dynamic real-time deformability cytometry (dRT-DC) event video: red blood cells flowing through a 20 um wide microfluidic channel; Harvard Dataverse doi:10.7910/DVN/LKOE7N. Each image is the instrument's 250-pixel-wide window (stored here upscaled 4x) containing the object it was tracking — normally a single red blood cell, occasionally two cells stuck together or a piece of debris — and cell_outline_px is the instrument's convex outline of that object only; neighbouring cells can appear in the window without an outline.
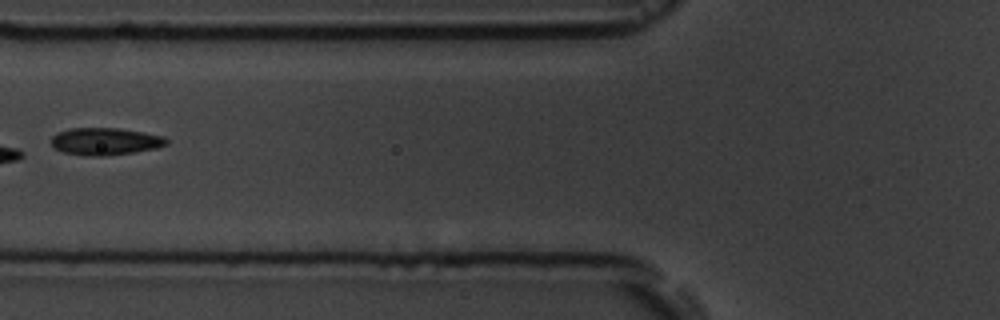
{"species": "common noctule bat (a hibernating species)", "species_latin": "Nyctalus noctula", "temperature_condition": "room temperature", "stored_images_in_passage": 5, "camera_frame_rate_fps": 3000, "um_per_image_px": 0.085, "animal": {"sex": "male", "body_mass_g": 19.5, "forearm_length_mm": 54.6}, "frame": {"image": 1, "passage_image": 5, "time_ms": 5.667, "image_size_px": [1000, 320], "cell_outline_px": [[168, 144], [156, 148], [132, 152], [104, 156], [88, 156], [64, 152], [56, 148], [52, 144], [52, 136], [56, 132], [68, 128], [120, 128], [164, 136], [168, 140]], "centroid_in_image_um": [8.94, 12.01], "position_along_channel_um": 116.9, "area_um2": 18.26}}